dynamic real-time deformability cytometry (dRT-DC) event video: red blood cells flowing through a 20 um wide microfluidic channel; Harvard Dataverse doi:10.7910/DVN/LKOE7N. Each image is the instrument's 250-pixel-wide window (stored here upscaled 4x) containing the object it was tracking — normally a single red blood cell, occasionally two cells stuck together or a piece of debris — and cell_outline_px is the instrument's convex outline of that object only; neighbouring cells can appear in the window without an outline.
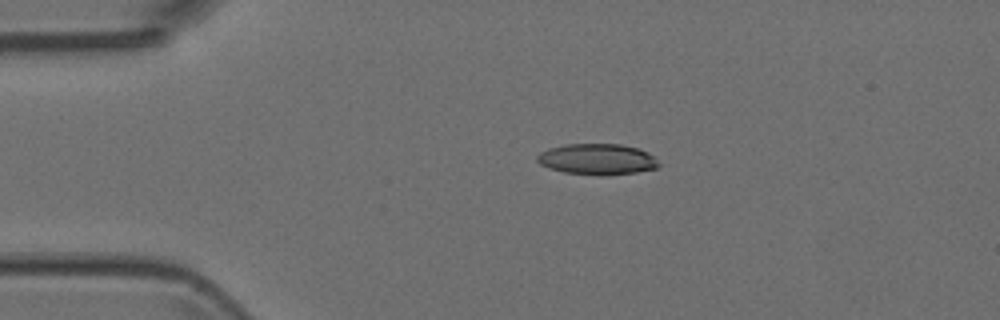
{"species": "Egyptian fruit bat (a non-hibernating species)", "species_latin": "Rousettus aegyptiacus", "temperature_condition": "room temperature", "stored_images_in_passage": 4, "camera_frame_rate_fps": 3000, "um_per_image_px": 0.085, "animal": {"sex": "female"}, "frame": {"image": 1, "passage_image": 3, "time_ms": 0.667, "image_size_px": [1000, 320], "cell_outline_px": [[660, 164], [656, 168], [636, 172], [604, 176], [564, 172], [548, 168], [540, 164], [536, 160], [536, 156], [540, 152], [548, 148], [564, 144], [620, 144], [636, 148], [648, 152]], "centroid_in_image_um": [50.72, 13.53], "position_along_channel_um": 34.3, "area_um2": 21.96}}